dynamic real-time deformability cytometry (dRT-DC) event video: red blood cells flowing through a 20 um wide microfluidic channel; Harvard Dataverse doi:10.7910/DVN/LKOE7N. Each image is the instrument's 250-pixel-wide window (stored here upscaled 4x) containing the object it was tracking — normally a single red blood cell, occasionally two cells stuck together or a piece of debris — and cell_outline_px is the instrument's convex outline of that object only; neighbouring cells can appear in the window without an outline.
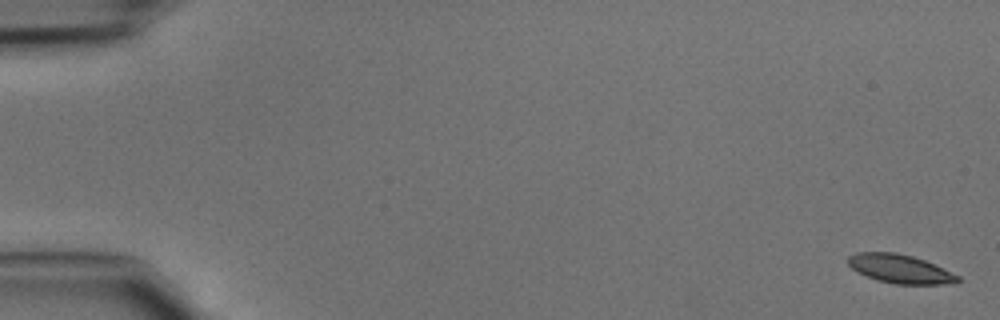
{"species": "common noctule bat (a hibernating species)", "species_latin": "Nyctalus noctula", "temperature_condition": "cold", "stored_images_in_passage": 47, "camera_frame_rate_fps": 3000, "um_per_image_px": 0.085, "animal": {"sex": "male", "body_mass_g": 15.6}, "frame": {"image": 1, "passage_image": 1, "time_ms": 0.0, "image_size_px": [1000, 320], "cell_outline_px": [[960, 280], [944, 284], [896, 284], [876, 280], [856, 272], [848, 264], [848, 256], [856, 252], [896, 252], [912, 256], [924, 260], [960, 276]], "centroid_in_image_um": [76.45, 22.84], "position_along_channel_um": 8.6, "area_um2": 18.26}}
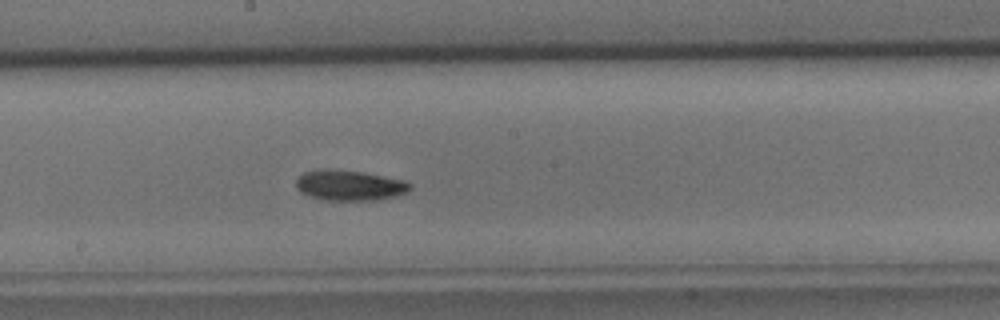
{"frame": {"image": 2, "passage_image": 26, "time_ms": 8.333, "image_size_px": [1000, 320], "cell_outline_px": [[412, 188], [408, 192], [396, 196], [376, 200], [328, 200], [312, 196], [300, 192], [296, 188], [296, 180], [304, 172], [320, 168], [328, 168], [364, 172], [404, 180], [412, 184]], "centroid_in_image_um": [29.73, 15.74], "position_along_channel_um": 218.5, "area_um2": 20.35}}
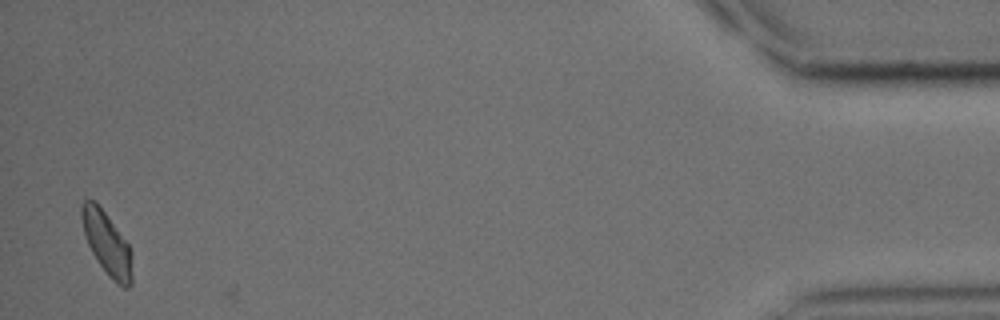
{"frame": {"image": 3, "passage_image": 46, "time_ms": 15.0, "image_size_px": [1000, 320], "cell_outline_px": [[132, 284], [128, 288], [124, 288], [116, 284], [108, 276], [92, 252], [88, 244], [84, 232], [80, 216], [80, 204], [84, 200], [96, 200], [128, 244], [132, 252]], "centroid_in_image_um": [9.09, 20.7], "position_along_channel_um": 426.1, "area_um2": 18.67}}